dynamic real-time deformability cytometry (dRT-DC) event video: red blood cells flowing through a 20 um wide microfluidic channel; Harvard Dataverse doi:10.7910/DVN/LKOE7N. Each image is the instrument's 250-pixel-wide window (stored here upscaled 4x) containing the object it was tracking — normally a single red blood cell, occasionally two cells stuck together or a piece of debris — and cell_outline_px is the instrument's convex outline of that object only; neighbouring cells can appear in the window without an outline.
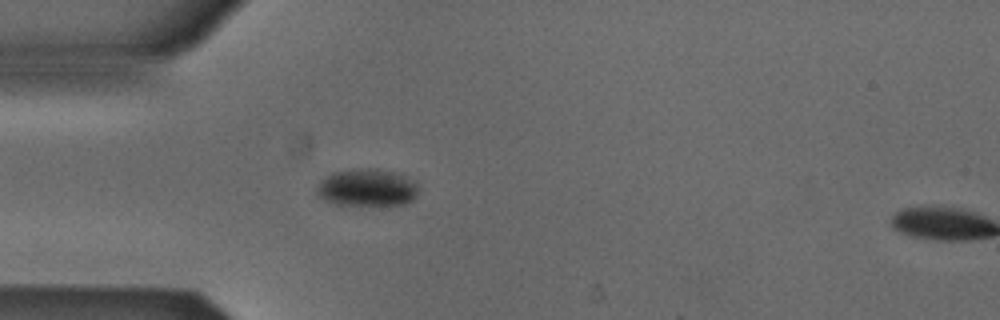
{"species": "Egyptian fruit bat (a non-hibernating species)", "species_latin": "Rousettus aegyptiacus", "temperature_condition": "cold", "stored_images_in_passage": 9, "camera_frame_rate_fps": 3000, "um_per_image_px": 0.085, "animal": {"sex": "male"}, "frame": {"image": 1, "passage_image": 8, "time_ms": 2.333, "image_size_px": [1000, 320], "cell_outline_px": [[420, 188], [416, 196], [408, 204], [332, 204], [316, 196], [316, 184], [324, 176], [332, 172], [352, 168], [376, 168], [392, 172], [404, 176], [412, 180]], "centroid_in_image_um": [31.13, 15.93], "position_along_channel_um": 53.9, "area_um2": 22.43}}